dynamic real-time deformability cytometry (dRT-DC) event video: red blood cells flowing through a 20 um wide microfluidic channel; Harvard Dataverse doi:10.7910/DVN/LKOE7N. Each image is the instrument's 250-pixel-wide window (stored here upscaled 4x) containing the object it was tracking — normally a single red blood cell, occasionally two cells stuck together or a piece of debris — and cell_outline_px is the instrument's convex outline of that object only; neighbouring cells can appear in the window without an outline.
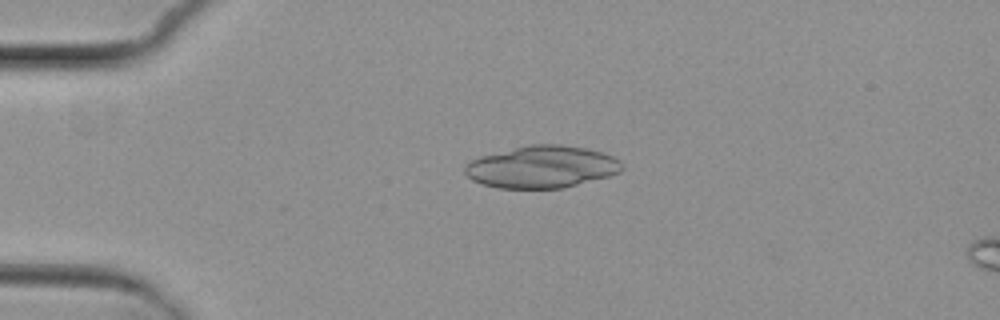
{"species": "common noctule bat (a hibernating species)", "species_latin": "Nyctalus noctula", "temperature_condition": "cold", "stored_images_in_passage": 5, "camera_frame_rate_fps": 3000, "um_per_image_px": 0.085, "animal": {"sex": "female", "body_mass_g": 29.2, "forearm_length_mm": 56.3}, "frame": {"image": 1, "passage_image": 3, "time_ms": 3.333, "image_size_px": [1000, 320], "cell_outline_px": [[624, 168], [620, 172], [608, 176], [564, 188], [500, 188], [484, 184], [472, 180], [464, 172], [464, 164], [480, 156], [532, 144], [560, 144], [588, 148], [612, 156], [620, 160], [624, 164]], "centroid_in_image_um": [46.08, 14.18], "position_along_channel_um": 38.9, "area_um2": 38.55}}